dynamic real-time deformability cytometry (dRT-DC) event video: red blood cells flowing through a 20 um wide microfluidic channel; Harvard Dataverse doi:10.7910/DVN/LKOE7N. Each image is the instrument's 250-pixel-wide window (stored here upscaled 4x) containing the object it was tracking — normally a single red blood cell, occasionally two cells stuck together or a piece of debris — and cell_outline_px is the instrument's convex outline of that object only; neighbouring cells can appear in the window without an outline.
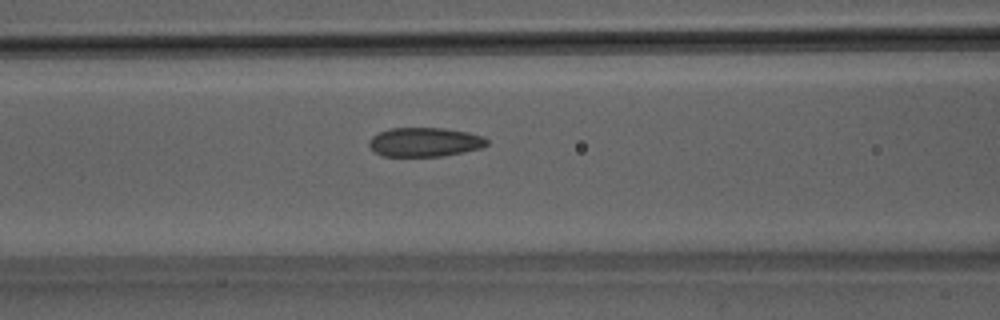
{"species": "Egyptian fruit bat (a non-hibernating species)", "species_latin": "Rousettus aegyptiacus", "temperature_condition": "room temperature", "stored_images_in_passage": 36, "camera_frame_rate_fps": 3000, "um_per_image_px": 0.085, "animal": {"sex": "male"}, "frame": {"image": 1, "passage_image": 10, "time_ms": 3.0, "image_size_px": [1000, 320], "cell_outline_px": [[488, 144], [480, 148], [464, 152], [444, 156], [380, 156], [368, 144], [368, 140], [372, 136], [388, 128], [444, 128], [468, 132], [484, 136], [488, 140]], "centroid_in_image_um": [36.11, 12.07], "position_along_channel_um": 130.5, "area_um2": 20.11}}
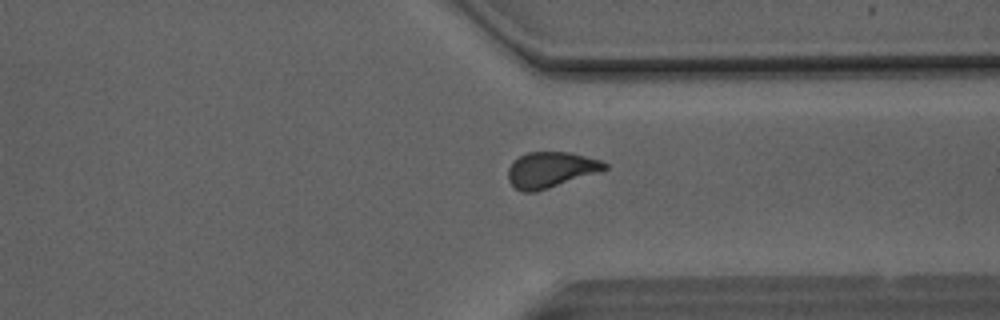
{"frame": {"image": 2, "passage_image": 27, "time_ms": 8.667, "image_size_px": [1000, 320], "cell_outline_px": [[608, 168], [536, 192], [520, 192], [508, 180], [508, 168], [520, 156], [528, 152], [568, 152], [600, 160], [608, 164]], "centroid_in_image_um": [46.78, 14.43], "position_along_channel_um": 364.6, "area_um2": 19.65}}
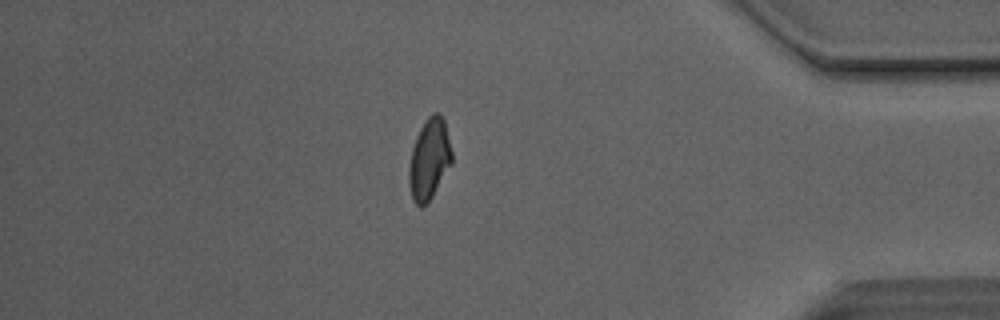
{"frame": {"image": 3, "passage_image": 32, "time_ms": 10.333, "image_size_px": [1000, 320], "cell_outline_px": [[452, 164], [432, 196], [420, 208], [412, 200], [408, 184], [408, 168], [412, 148], [416, 136], [424, 120], [432, 112], [440, 112], [444, 120], [452, 152]], "centroid_in_image_um": [36.47, 13.51], "position_along_channel_um": 398.7, "area_um2": 20.4}}